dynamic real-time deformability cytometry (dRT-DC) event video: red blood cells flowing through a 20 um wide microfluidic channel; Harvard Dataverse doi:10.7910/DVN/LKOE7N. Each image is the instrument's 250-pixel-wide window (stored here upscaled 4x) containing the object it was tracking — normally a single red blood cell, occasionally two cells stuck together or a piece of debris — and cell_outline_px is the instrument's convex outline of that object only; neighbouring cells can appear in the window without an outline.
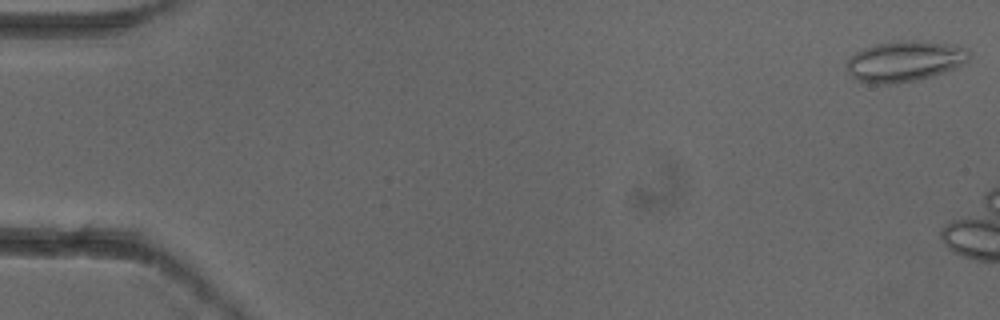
{"species": "common noctule bat (a hibernating species)", "species_latin": "Nyctalus noctula", "temperature_condition": "cold", "stored_images_in_passage": 3, "camera_frame_rate_fps": 3000, "um_per_image_px": 0.085, "animal": {"sex": "female"}, "frame": {"image": 1, "passage_image": 1, "time_ms": 0.0, "image_size_px": [1000, 320], "cell_outline_px": [[972, 56], [964, 64], [956, 68], [920, 80], [896, 84], [872, 84], [856, 80], [848, 72], [848, 60], [856, 52], [864, 48], [876, 44], [896, 40], [920, 40], [956, 44], [968, 48]], "centroid_in_image_um": [76.97, 5.2], "position_along_channel_um": 8.0, "area_um2": 29.65}}